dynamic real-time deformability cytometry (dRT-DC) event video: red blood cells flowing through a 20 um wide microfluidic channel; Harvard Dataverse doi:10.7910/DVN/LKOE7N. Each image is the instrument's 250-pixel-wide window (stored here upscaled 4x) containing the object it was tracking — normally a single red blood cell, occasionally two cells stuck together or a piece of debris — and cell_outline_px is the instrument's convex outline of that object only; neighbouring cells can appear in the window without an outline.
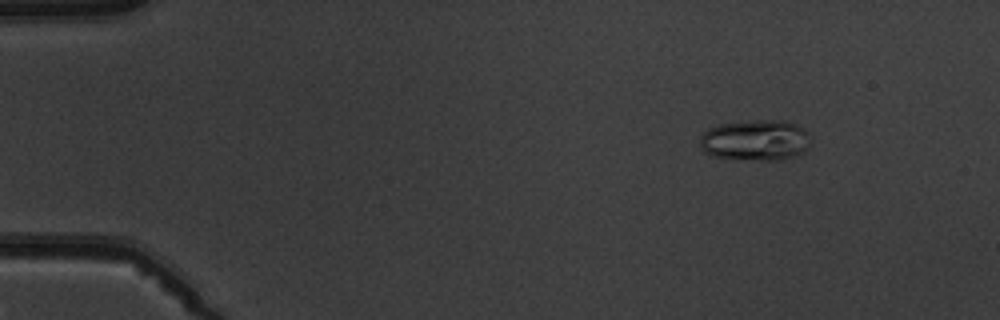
{"species": "common noctule bat (a hibernating species)", "species_latin": "Nyctalus noctula", "temperature_condition": "warm", "stored_images_in_passage": 6, "camera_frame_rate_fps": 3000, "um_per_image_px": 0.085, "animal": {"sex": "male", "body_mass_g": 19.5, "forearm_length_mm": 54.6}, "frame": {"image": 1, "passage_image": 2, "time_ms": 1.333, "image_size_px": [1000, 320], "cell_outline_px": [[808, 148], [804, 152], [796, 156], [780, 160], [736, 160], [712, 156], [704, 152], [700, 148], [700, 136], [708, 128], [720, 124], [752, 120], [784, 120], [796, 124], [804, 128], [808, 136]], "centroid_in_image_um": [64.18, 11.93], "position_along_channel_um": 20.8, "area_um2": 26.82}}